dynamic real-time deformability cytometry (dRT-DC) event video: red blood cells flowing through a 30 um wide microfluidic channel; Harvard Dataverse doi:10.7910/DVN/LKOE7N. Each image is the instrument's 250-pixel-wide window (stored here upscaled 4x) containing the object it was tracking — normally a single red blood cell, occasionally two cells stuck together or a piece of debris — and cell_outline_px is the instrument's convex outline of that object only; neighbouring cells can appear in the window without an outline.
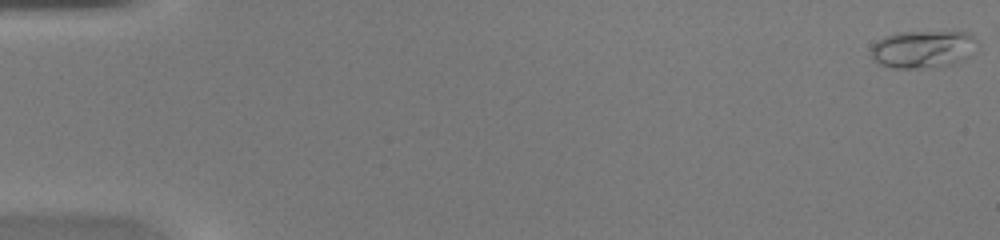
{"species": "common noctule bat (a hibernating species)", "species_latin": "Nyctalus noctula", "temperature_condition": "warm", "stored_images_in_passage": 45, "camera_frame_rate_fps": 3000, "um_per_image_px": 0.085, "animal": {"sex": "female", "body_mass_g": 20.0, "forearm_length_mm": 54.0}, "frame": {"image": 1, "passage_image": 1, "time_ms": 0.0, "image_size_px": [1000, 240], "cell_outline_px": [[976, 40], [968, 56], [964, 60], [952, 64], [932, 68], [892, 68], [880, 64], [872, 60], [872, 44], [876, 40], [884, 36], [896, 32], [968, 32]], "centroid_in_image_um": [78.38, 4.19], "position_along_channel_um": 6.6, "area_um2": 23.24}}
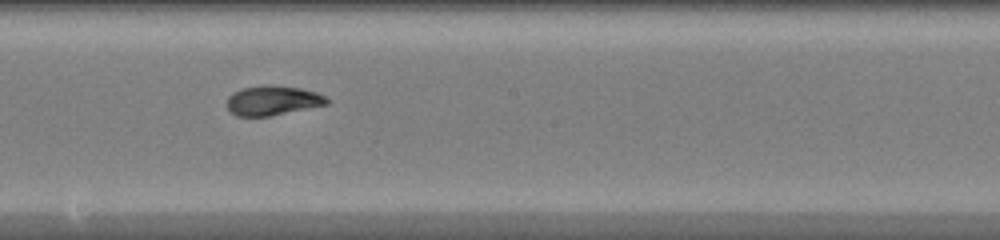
{"frame": {"image": 2, "passage_image": 26, "time_ms": 8.333, "image_size_px": [1000, 240], "cell_outline_px": [[332, 100], [328, 104], [268, 116], [236, 116], [228, 112], [228, 96], [232, 92], [244, 88], [268, 84], [272, 84], [300, 88], [316, 92]], "centroid_in_image_um": [23.17, 8.53], "position_along_channel_um": 225.0, "area_um2": 17.28}}
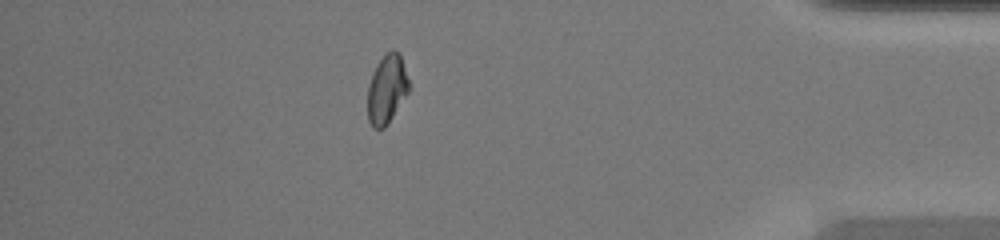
{"frame": {"image": 3, "passage_image": 40, "time_ms": 13.0, "image_size_px": [1000, 240], "cell_outline_px": [[412, 88], [384, 128], [372, 128], [368, 120], [368, 84], [372, 72], [376, 64], [392, 48], [400, 52]], "centroid_in_image_um": [32.91, 7.55], "position_along_channel_um": 402.3, "area_um2": 16.88}}